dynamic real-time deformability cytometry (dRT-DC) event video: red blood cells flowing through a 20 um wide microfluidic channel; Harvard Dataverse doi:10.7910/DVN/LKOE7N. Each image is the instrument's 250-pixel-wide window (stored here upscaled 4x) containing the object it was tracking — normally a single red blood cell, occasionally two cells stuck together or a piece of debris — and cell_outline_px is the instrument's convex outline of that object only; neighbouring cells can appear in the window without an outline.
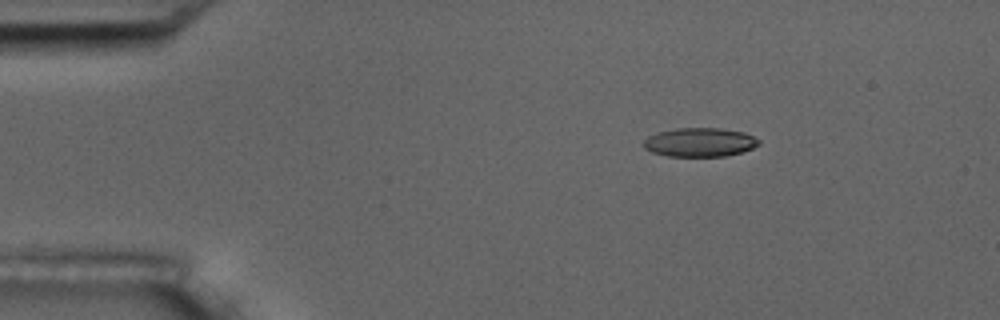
{"species": "common noctule bat (a hibernating species)", "species_latin": "Nyctalus noctula", "temperature_condition": "room temperature", "stored_images_in_passage": 48, "camera_frame_rate_fps": 3000, "um_per_image_px": 0.085, "animal": {"sex": "male", "body_mass_g": 17.5, "forearm_length_mm": 52.3}, "frame": {"image": 1, "passage_image": 1, "time_ms": 0.0, "image_size_px": [1000, 320], "cell_outline_px": [[760, 144], [752, 148], [740, 152], [724, 156], [668, 156], [652, 152], [644, 148], [644, 140], [648, 136], [660, 132], [676, 128], [720, 128], [744, 132], [760, 140]], "centroid_in_image_um": [59.48, 12.09], "position_along_channel_um": 25.5, "area_um2": 19.25}}
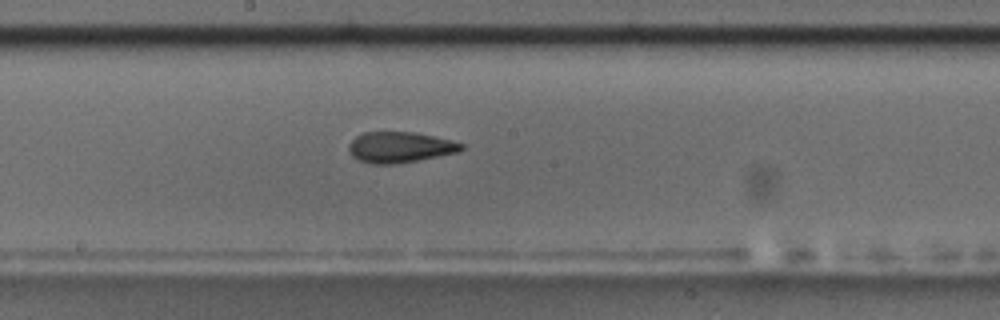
{"frame": {"image": 2, "passage_image": 22, "time_ms": 7.0, "image_size_px": [1000, 320], "cell_outline_px": [[464, 148], [456, 152], [396, 164], [372, 164], [360, 160], [352, 156], [348, 148], [348, 144], [356, 136], [364, 132], [412, 132], [452, 140], [464, 144]], "centroid_in_image_um": [33.96, 12.51], "position_along_channel_um": 214.2, "area_um2": 19.94}}
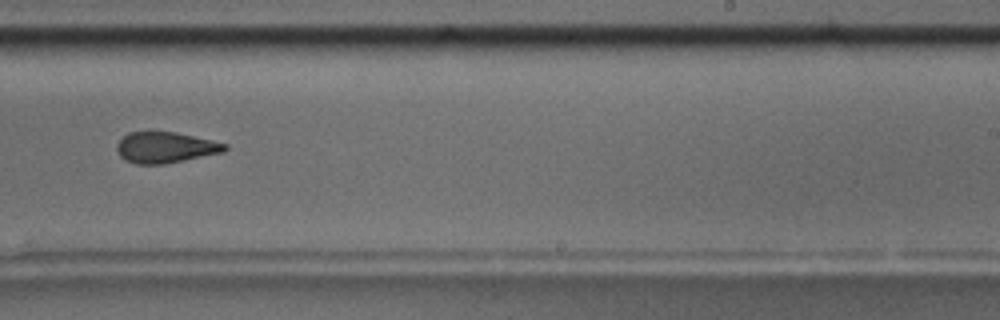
{"frame": {"image": 3, "passage_image": 27, "time_ms": 8.667, "image_size_px": [1000, 320], "cell_outline_px": [[228, 148], [224, 152], [164, 164], [136, 164], [124, 160], [120, 156], [116, 148], [116, 144], [128, 132], [148, 128], [152, 128], [176, 132], [212, 140], [228, 144]], "centroid_in_image_um": [14.02, 12.48], "position_along_channel_um": 275.0, "area_um2": 20.23}, "authors_computed_cell_mechanics": {"area_um2": 20.1722, "velocity_mm_per_s": 3.65, "shape_relaxation_time_tau1_ms": null, "shape_relaxation_time_tau2_ms": 2.3206, "deformation_change_tau1": null, "deformation_change_tau2": 0.1004}}